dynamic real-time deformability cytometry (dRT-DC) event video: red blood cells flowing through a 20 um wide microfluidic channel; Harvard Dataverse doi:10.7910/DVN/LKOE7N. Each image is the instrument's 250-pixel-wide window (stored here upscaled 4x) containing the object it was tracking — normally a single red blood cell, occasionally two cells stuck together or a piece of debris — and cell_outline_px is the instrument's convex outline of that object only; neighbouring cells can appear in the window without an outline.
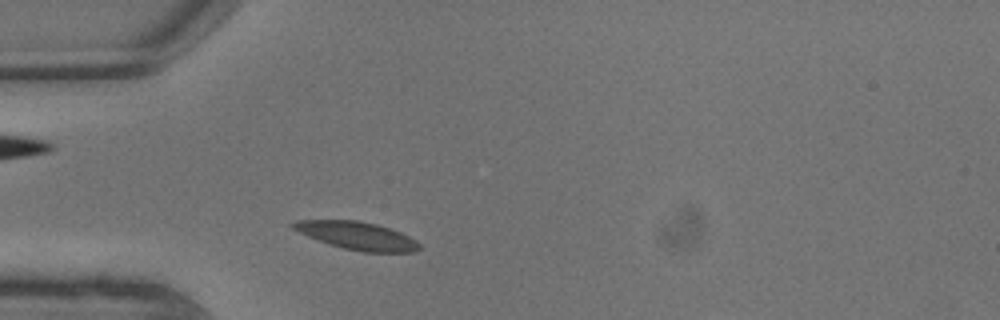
{"species": "common noctule bat (a hibernating species)", "species_latin": "Nyctalus noctula", "temperature_condition": "warm", "stored_images_in_passage": 1, "camera_frame_rate_fps": 3000, "um_per_image_px": 0.085, "animal": {"sex": "male", "body_mass_g": 13.3}, "frame": {"image": 1, "passage_image": 1, "time_ms": 0.0, "image_size_px": [1000, 320], "cell_outline_px": [[420, 248], [416, 252], [360, 252], [328, 244], [308, 236], [292, 228], [288, 224], [296, 220], [360, 220], [376, 224], [400, 232], [416, 240], [420, 244]], "centroid_in_image_um": [30.34, 20.03], "position_along_channel_um": 54.7, "area_um2": 20.52}}